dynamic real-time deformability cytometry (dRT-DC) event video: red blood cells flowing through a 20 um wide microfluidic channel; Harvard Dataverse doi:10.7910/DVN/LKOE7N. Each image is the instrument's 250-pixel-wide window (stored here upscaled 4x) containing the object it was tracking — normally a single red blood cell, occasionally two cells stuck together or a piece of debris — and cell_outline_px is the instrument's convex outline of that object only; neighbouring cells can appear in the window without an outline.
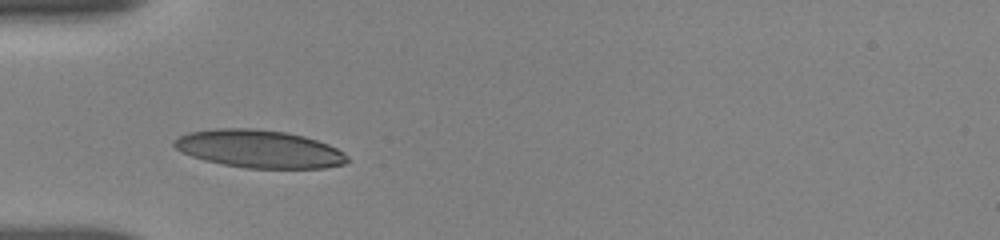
{"species": "human", "species_latin": "Homo sapiens", "temperature_condition": "room temperature", "stored_images_in_passage": 9, "camera_frame_rate_fps": 3000, "um_per_image_px": 0.085, "donor": {"sex": "female"}, "frame": {"image": 1, "passage_image": 1, "time_ms": 0.0, "image_size_px": [1000, 240], "cell_outline_px": [[348, 160], [344, 164], [324, 168], [244, 168], [204, 160], [192, 156], [176, 148], [172, 144], [172, 140], [188, 132], [216, 128], [252, 128], [288, 132], [304, 136], [328, 144], [344, 152], [348, 156]], "centroid_in_image_um": [22.03, 12.65], "position_along_channel_um": 63.0, "area_um2": 38.21}}
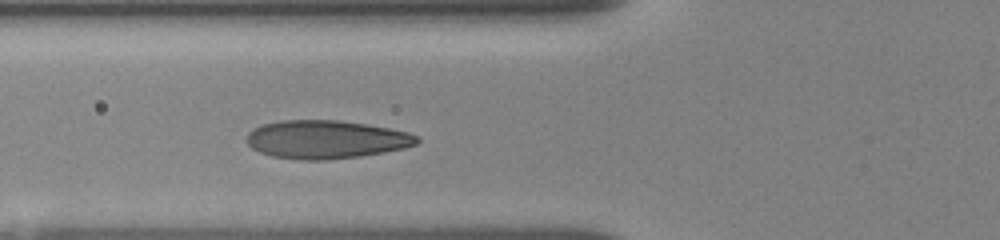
{"frame": {"image": 2, "passage_image": 7, "time_ms": 1.0, "image_size_px": [1000, 240], "cell_outline_px": [[420, 140], [416, 144], [404, 148], [360, 156], [324, 160], [300, 160], [272, 156], [260, 152], [252, 148], [248, 144], [248, 132], [252, 128], [260, 124], [280, 120], [336, 120], [364, 124], [388, 128], [408, 132], [416, 136]], "centroid_in_image_um": [27.67, 11.85], "position_along_channel_um": 98.1, "area_um2": 37.86}}